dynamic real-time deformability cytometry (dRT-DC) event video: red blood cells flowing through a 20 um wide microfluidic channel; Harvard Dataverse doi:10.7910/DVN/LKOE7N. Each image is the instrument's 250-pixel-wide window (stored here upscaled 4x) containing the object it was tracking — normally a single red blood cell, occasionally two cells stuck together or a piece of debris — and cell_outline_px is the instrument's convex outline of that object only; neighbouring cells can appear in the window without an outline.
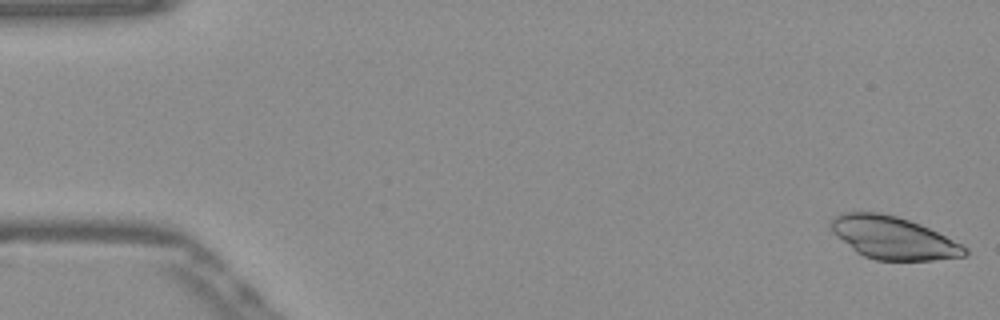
{"species": "Egyptian fruit bat (a non-hibernating species)", "species_latin": "Rousettus aegyptiacus", "temperature_condition": "warm", "stored_images_in_passage": 52, "camera_frame_rate_fps": 3000, "um_per_image_px": 0.085, "frame": {"image": 1, "passage_image": 1, "time_ms": 0.0, "image_size_px": [1000, 320], "cell_outline_px": [[968, 256], [932, 260], [876, 260], [864, 256], [856, 252], [832, 232], [832, 220], [836, 216], [844, 212], [876, 212], [896, 216], [920, 224], [968, 248]], "centroid_in_image_um": [75.93, 20.23], "position_along_channel_um": 9.1, "area_um2": 32.71}}